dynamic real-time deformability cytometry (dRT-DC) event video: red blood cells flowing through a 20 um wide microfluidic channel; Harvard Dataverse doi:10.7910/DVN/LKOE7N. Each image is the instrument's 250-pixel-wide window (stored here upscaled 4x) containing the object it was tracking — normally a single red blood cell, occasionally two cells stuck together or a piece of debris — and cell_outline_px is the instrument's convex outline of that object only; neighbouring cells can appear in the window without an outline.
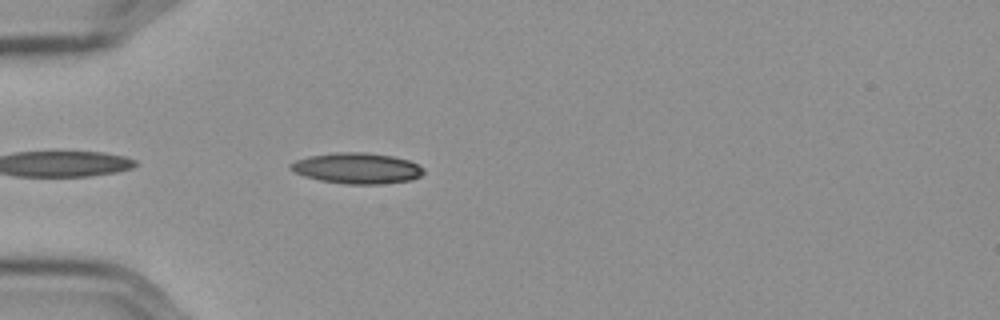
{"species": "Egyptian fruit bat (a non-hibernating species)", "species_latin": "Rousettus aegyptiacus", "temperature_condition": "cold", "stored_images_in_passage": 27, "camera_frame_rate_fps": 3000, "um_per_image_px": 0.085, "frame": {"image": 1, "passage_image": 1, "time_ms": 0.0, "image_size_px": [1000, 320], "cell_outline_px": [[424, 172], [420, 176], [412, 180], [380, 184], [344, 184], [320, 180], [304, 176], [288, 168], [288, 164], [296, 160], [308, 156], [336, 152], [364, 152], [392, 156], [408, 160], [424, 168]], "centroid_in_image_um": [30.33, 14.3], "position_along_channel_um": 54.7, "area_um2": 23.93}}